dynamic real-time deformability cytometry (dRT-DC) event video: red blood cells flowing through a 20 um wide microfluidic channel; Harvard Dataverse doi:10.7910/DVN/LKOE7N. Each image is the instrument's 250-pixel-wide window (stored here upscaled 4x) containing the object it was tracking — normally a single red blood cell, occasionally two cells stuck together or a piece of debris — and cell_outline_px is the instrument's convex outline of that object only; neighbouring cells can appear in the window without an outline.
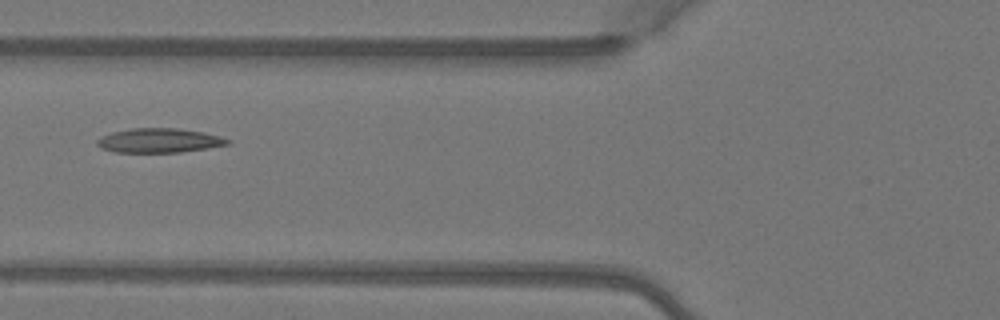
{"species": "Egyptian fruit bat (a non-hibernating species)", "species_latin": "Rousettus aegyptiacus", "temperature_condition": "warm", "stored_images_in_passage": 6, "camera_frame_rate_fps": 3000, "um_per_image_px": 0.085, "animal": {"sex": "female"}, "frame": {"image": 1, "passage_image": 5, "time_ms": 1.333, "image_size_px": [1000, 320], "cell_outline_px": [[232, 140], [228, 144], [180, 152], [116, 152], [100, 148], [96, 144], [96, 140], [100, 136], [112, 132], [132, 128], [176, 128], [204, 132], [220, 136]], "centroid_in_image_um": [13.49, 11.93], "position_along_channel_um": 112.3, "area_um2": 18.44}}
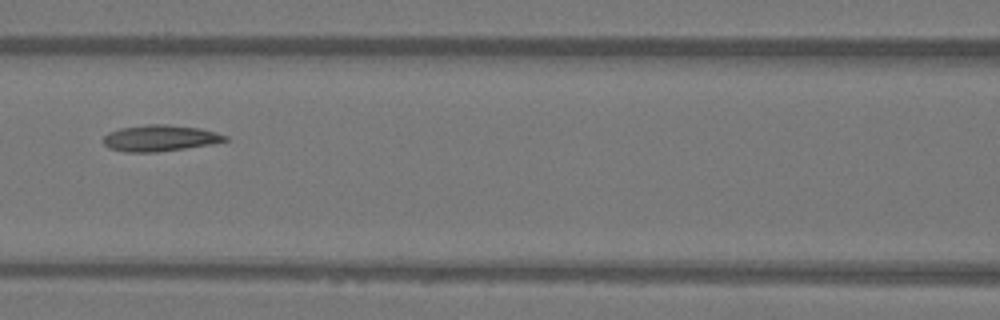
{"frame": {"image": 2, "passage_image": 6, "time_ms": 1.667, "image_size_px": [1000, 320], "cell_outline_px": [[228, 140], [212, 144], [156, 152], [124, 152], [108, 148], [104, 144], [104, 136], [108, 132], [120, 128], [148, 124], [168, 124], [200, 128], [216, 132], [228, 136]], "centroid_in_image_um": [13.59, 11.73], "position_along_channel_um": 153.0, "area_um2": 18.67}}